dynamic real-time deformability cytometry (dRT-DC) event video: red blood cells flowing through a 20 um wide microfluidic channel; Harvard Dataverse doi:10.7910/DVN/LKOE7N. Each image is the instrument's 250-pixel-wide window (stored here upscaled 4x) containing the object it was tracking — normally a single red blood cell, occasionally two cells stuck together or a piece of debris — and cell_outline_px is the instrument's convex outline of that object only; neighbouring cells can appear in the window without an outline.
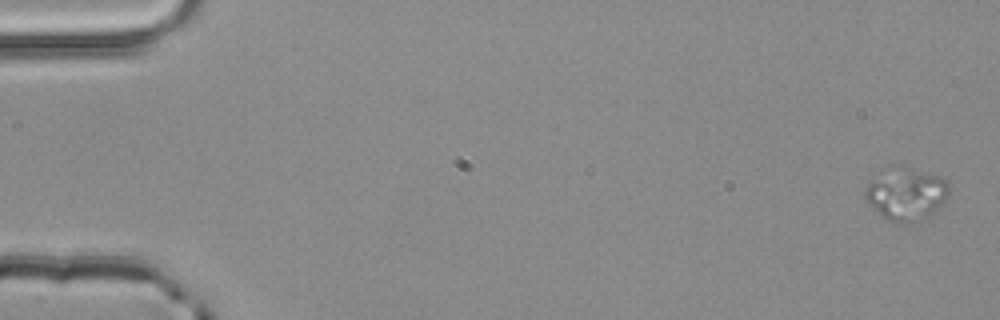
{"species": "common noctule bat (a hibernating species)", "species_latin": "Nyctalus noctula", "temperature_condition": "room temperature", "stored_images_in_passage": 2, "segment_of_instrument_passage": [2, 2], "camera_frame_rate_fps": 3000, "um_per_image_px": 0.085, "animal": {"sex": "male", "body_mass_g": 20.4}, "frame": {"image": 1, "passage_image": 2, "time_ms": 0.333, "image_size_px": [1000, 320], "cell_outline_px": [[952, 188], [944, 200], [924, 228], [892, 224], [864, 196], [864, 192], [868, 180], [908, 172], [912, 172], [940, 176], [948, 180]], "centroid_in_image_um": [77.17, 16.76], "position_along_channel_um": 7.8, "area_um2": 24.85}}